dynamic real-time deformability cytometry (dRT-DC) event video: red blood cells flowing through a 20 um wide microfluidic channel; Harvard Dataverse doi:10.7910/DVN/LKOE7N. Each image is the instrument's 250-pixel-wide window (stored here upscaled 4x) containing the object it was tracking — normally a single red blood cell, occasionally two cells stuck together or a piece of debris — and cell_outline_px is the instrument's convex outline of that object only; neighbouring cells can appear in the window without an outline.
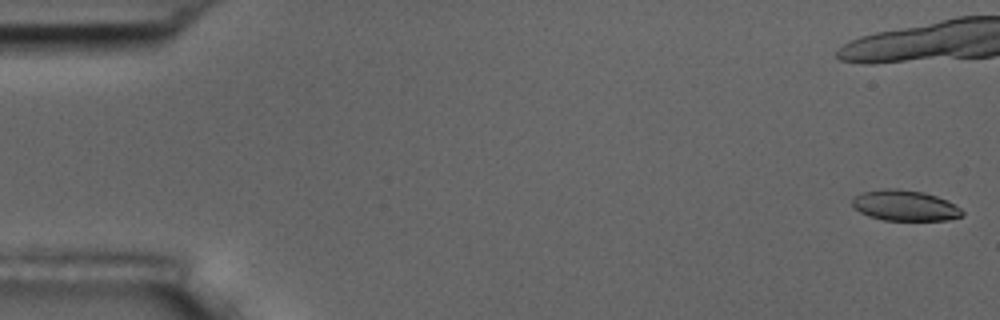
{"species": "common noctule bat (a hibernating species)", "species_latin": "Nyctalus noctula", "temperature_condition": "room temperature", "stored_images_in_passage": 7, "camera_frame_rate_fps": 3000, "um_per_image_px": 0.085, "animal": {"sex": "male", "body_mass_g": 17.5, "forearm_length_mm": 52.3}, "frame": {"image": 1, "passage_image": 1, "time_ms": 0.0, "image_size_px": [1000, 320], "cell_outline_px": [[964, 216], [948, 220], [884, 220], [868, 216], [852, 208], [852, 200], [856, 196], [864, 192], [884, 188], [896, 188], [924, 192], [936, 196], [960, 208], [964, 212]], "centroid_in_image_um": [76.9, 17.47], "position_along_channel_um": 8.1, "area_um2": 19.59}}